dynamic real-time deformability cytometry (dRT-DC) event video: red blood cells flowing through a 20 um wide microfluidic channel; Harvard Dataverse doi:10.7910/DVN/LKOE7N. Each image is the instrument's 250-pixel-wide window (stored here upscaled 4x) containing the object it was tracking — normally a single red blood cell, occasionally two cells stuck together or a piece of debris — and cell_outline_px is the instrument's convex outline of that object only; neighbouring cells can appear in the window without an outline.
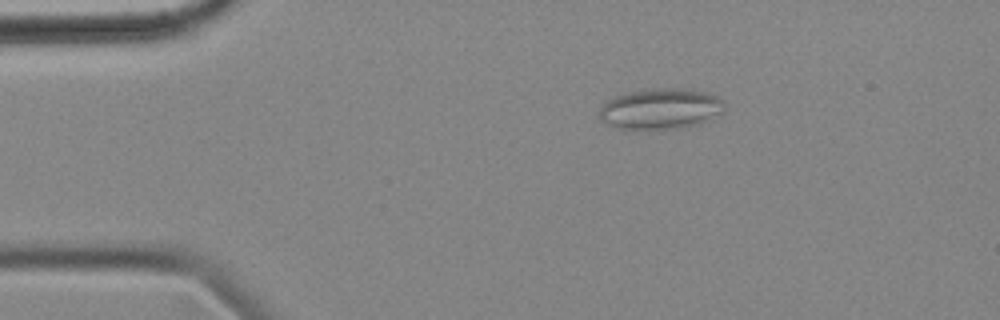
{"species": "common noctule bat (a hibernating species)", "species_latin": "Nyctalus noctula", "temperature_condition": "cold", "stored_images_in_passage": 47, "camera_frame_rate_fps": 3000, "um_per_image_px": 0.085, "animal": {"sex": "female", "body_mass_g": 18.4}, "frame": {"image": 1, "passage_image": 1, "time_ms": 0.0, "image_size_px": [1000, 320], "cell_outline_px": [[724, 108], [720, 112], [708, 120], [700, 124], [680, 128], [616, 128], [600, 120], [600, 108], [608, 100], [616, 96], [628, 92], [644, 88], [688, 88], [704, 92], [716, 96], [724, 100]], "centroid_in_image_um": [56.15, 9.22], "position_along_channel_um": 28.8, "area_um2": 29.59}}
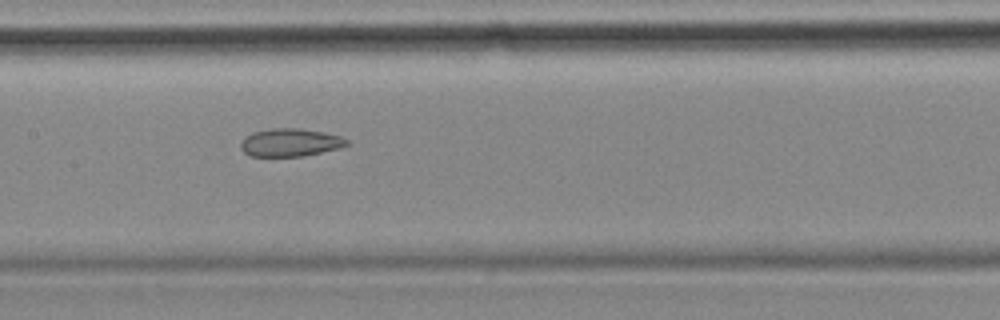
{"frame": {"image": 2, "passage_image": 18, "time_ms": 5.667, "image_size_px": [1000, 320], "cell_outline_px": [[352, 144], [340, 148], [300, 156], [252, 156], [244, 152], [240, 148], [240, 144], [252, 132], [272, 128], [300, 128], [324, 132], [340, 136], [348, 140]], "centroid_in_image_um": [24.71, 12.1], "position_along_channel_um": 182.7, "area_um2": 17.17}}
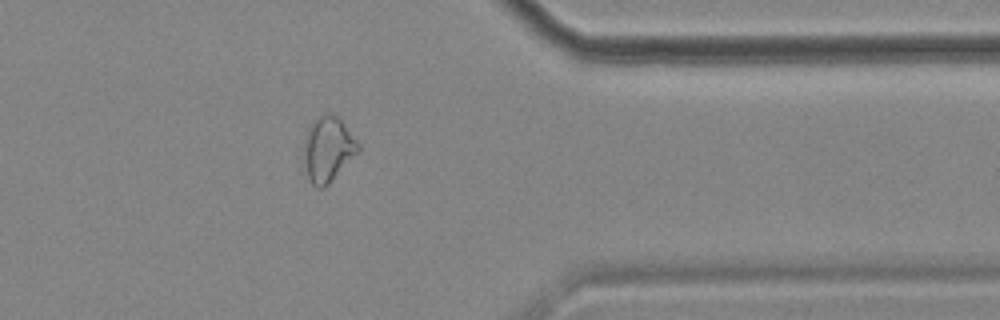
{"frame": {"image": 3, "passage_image": 36, "time_ms": 11.667, "image_size_px": [1000, 320], "cell_outline_px": [[360, 152], [324, 188], [316, 188], [312, 184], [308, 176], [300, 156], [304, 140], [312, 124], [324, 112], [332, 112], [344, 124], [360, 144]], "centroid_in_image_um": [27.86, 12.71], "position_along_channel_um": 383.5, "area_um2": 20.92}, "authors_computed_cell_mechanics": {"area_um2": 19.9988, "velocity_mm_per_s": 3.5813, "shape_relaxation_time_tau1_ms": null, "shape_relaxation_time_tau2_ms": 3.8251, "deformation_change_tau1": null, "deformation_change_tau2": 0.1138}}